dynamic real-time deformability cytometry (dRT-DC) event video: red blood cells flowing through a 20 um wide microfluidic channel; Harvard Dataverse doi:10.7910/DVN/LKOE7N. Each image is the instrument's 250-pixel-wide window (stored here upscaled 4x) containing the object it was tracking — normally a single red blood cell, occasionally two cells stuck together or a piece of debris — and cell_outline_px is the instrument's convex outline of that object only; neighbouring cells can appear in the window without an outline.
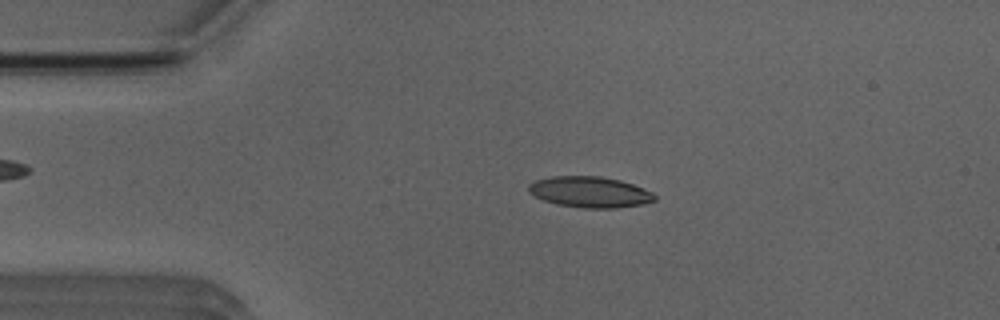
{"species": "Egyptian fruit bat (a non-hibernating species)", "species_latin": "Rousettus aegyptiacus", "temperature_condition": "room temperature", "stored_images_in_passage": 44, "camera_frame_rate_fps": 3000, "um_per_image_px": 0.085, "animal": {"sex": "male"}, "frame": {"image": 1, "passage_image": 10, "time_ms": 3.0, "image_size_px": [1000, 320], "cell_outline_px": [[656, 200], [644, 204], [616, 208], [584, 208], [556, 204], [544, 200], [528, 192], [528, 184], [536, 180], [552, 176], [600, 176], [620, 180], [632, 184], [652, 192], [656, 196]], "centroid_in_image_um": [50.14, 16.32], "position_along_channel_um": 34.9, "area_um2": 22.72}}
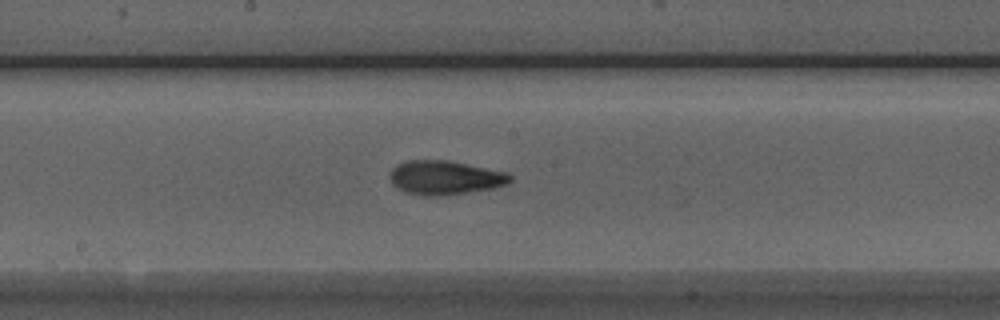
{"frame": {"image": 2, "passage_image": 26, "time_ms": 8.333, "image_size_px": [1000, 320], "cell_outline_px": [[512, 180], [508, 184], [492, 188], [468, 192], [440, 196], [424, 196], [408, 192], [392, 184], [392, 168], [396, 164], [408, 160], [448, 160], [508, 172], [512, 176]], "centroid_in_image_um": [37.87, 15.09], "position_along_channel_um": 210.3, "area_um2": 23.7}}
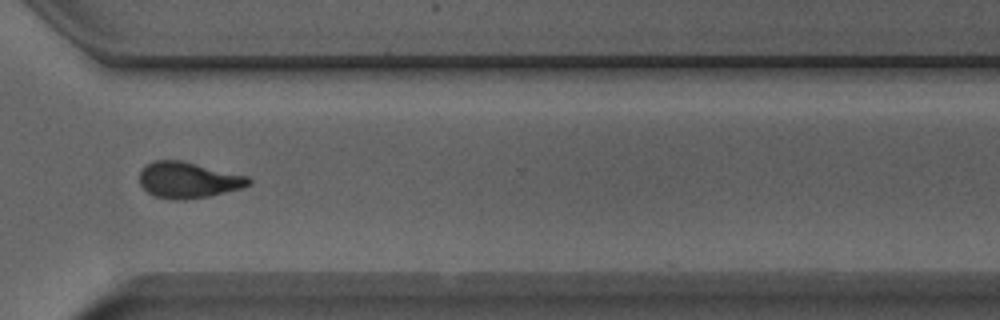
{"frame": {"image": 3, "passage_image": 37, "time_ms": 12.0, "image_size_px": [1000, 320], "cell_outline_px": [[252, 184], [244, 188], [208, 196], [184, 200], [172, 200], [156, 196], [148, 192], [140, 184], [140, 172], [144, 164], [156, 160], [180, 160], [248, 176], [252, 180]], "centroid_in_image_um": [16.01, 15.3], "position_along_channel_um": 354.6, "area_um2": 23.0}, "authors_computed_cell_mechanics": {"area_um2": 22.1374, "velocity_mm_per_s": 3.9375, "shape_relaxation_time_tau1_ms": 7.2605, "shape_relaxation_time_tau2_ms": 2.455, "deformation_change_tau1": 0.1946, "deformation_change_tau2": 0.1021}}